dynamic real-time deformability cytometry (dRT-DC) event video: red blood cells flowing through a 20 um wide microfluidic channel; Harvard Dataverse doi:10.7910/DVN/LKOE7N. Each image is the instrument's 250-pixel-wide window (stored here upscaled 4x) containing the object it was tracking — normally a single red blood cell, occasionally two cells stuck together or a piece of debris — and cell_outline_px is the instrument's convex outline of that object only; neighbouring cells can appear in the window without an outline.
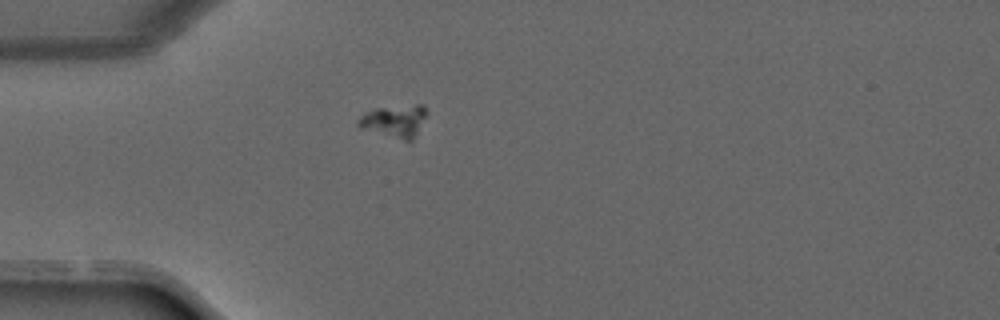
{"species": "common noctule bat (a hibernating species)", "species_latin": "Nyctalus noctula", "temperature_condition": "warm", "stored_images_in_passage": 30, "camera_frame_rate_fps": 3000, "um_per_image_px": 0.085, "animal": {"sex": "male", "forearm_length_mm": 52.5}, "frame": {"image": 1, "passage_image": 1, "time_ms": 0.0, "image_size_px": [1000, 320], "cell_outline_px": [[424, 116], [412, 140], [404, 140], [360, 128], [356, 124], [356, 120], [364, 112], [376, 108], [416, 104], [424, 104]], "centroid_in_image_um": [33.44, 10.26], "position_along_channel_um": 51.6, "area_um2": 12.54}}
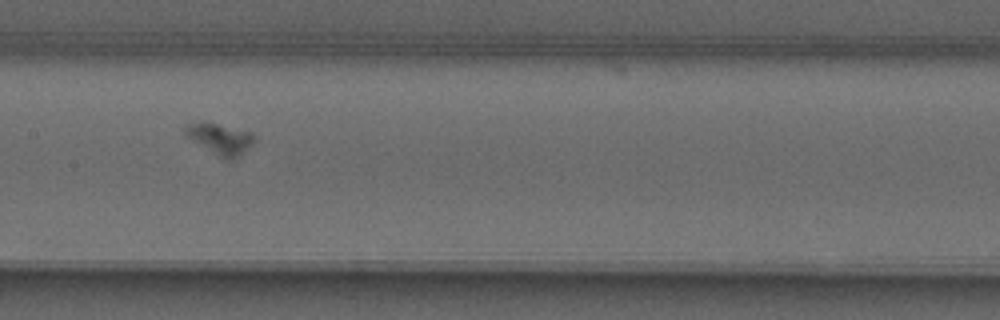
{"frame": {"image": 2, "passage_image": 10, "time_ms": 3.0, "image_size_px": [1000, 320], "cell_outline_px": [[256, 140], [240, 156], [232, 160], [224, 160], [188, 136], [184, 132], [184, 128], [188, 124], [204, 120], [252, 132], [256, 136]], "centroid_in_image_um": [18.77, 11.78], "position_along_channel_um": 188.6, "area_um2": 12.54}}
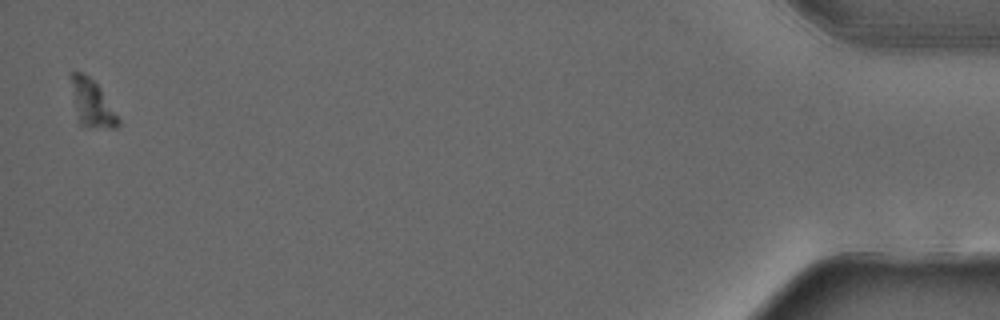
{"frame": {"image": 3, "passage_image": 30, "time_ms": 9.667, "image_size_px": [1000, 320], "cell_outline_px": [[120, 124], [116, 128], [84, 128], [80, 124], [76, 108], [72, 80], [72, 72], [84, 72], [100, 88], [120, 120]], "centroid_in_image_um": [7.86, 8.84], "position_along_channel_um": 427.3, "area_um2": 12.43}}